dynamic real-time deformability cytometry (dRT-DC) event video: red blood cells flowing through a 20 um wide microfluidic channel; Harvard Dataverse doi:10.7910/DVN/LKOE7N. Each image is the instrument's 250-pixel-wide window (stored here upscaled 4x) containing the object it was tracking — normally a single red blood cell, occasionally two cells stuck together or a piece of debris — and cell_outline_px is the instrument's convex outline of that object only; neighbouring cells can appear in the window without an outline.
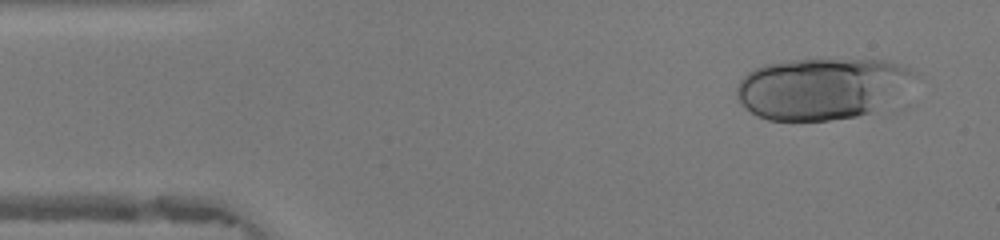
{"species": "human", "species_latin": "Homo sapiens", "temperature_condition": "warm", "stored_images_in_passage": 45, "camera_frame_rate_fps": 3000, "um_per_image_px": 0.085, "donor": {"sex": "female"}, "frame": {"image": 1, "passage_image": 1, "time_ms": 0.0, "image_size_px": [1000, 240], "cell_outline_px": [[916, 76], [872, 112], [856, 116], [828, 120], [768, 120], [756, 116], [736, 96], [736, 88], [740, 80], [748, 72], [764, 64], [788, 60], [888, 60], [912, 68], [916, 72]], "centroid_in_image_um": [69.78, 7.5], "position_along_channel_um": 15.2, "area_um2": 62.6}}
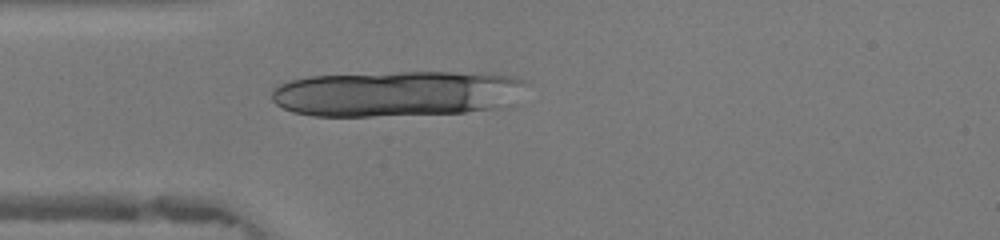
{"frame": {"image": 2, "passage_image": 10, "time_ms": 3.0, "image_size_px": [1000, 240], "cell_outline_px": [[528, 84], [496, 108], [464, 112], [372, 116], [312, 116], [292, 112], [276, 104], [272, 100], [272, 92], [280, 84], [292, 80], [308, 76], [400, 72], [452, 72], [512, 76], [524, 80]], "centroid_in_image_um": [33.6, 7.95], "position_along_channel_um": 51.4, "area_um2": 66.93}}